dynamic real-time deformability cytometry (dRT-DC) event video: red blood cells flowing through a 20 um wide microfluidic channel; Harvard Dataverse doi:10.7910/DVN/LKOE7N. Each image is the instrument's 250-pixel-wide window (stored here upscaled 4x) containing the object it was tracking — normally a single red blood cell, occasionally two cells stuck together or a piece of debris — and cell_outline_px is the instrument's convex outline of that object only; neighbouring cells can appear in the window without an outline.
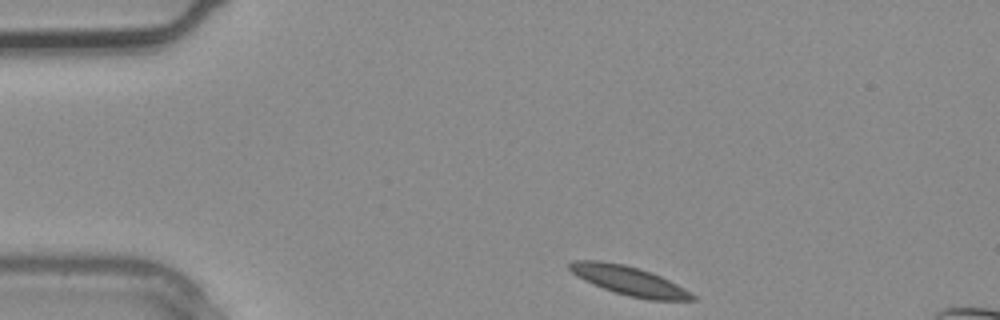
{"species": "common noctule bat (a hibernating species)", "species_latin": "Nyctalus noctula", "temperature_condition": "warm", "stored_images_in_passage": 3, "camera_frame_rate_fps": 3000, "um_per_image_px": 0.085, "animal": {"sex": "male", "body_mass_g": 20.4}, "frame": {"image": 1, "passage_image": 1, "time_ms": 0.0, "image_size_px": [1000, 320], "cell_outline_px": [[696, 300], [648, 300], [628, 296], [604, 288], [584, 280], [572, 272], [568, 268], [568, 264], [576, 260], [600, 260], [624, 264], [652, 272], [692, 292], [696, 296]], "centroid_in_image_um": [53.5, 23.86], "position_along_channel_um": 31.5, "area_um2": 20.63}}